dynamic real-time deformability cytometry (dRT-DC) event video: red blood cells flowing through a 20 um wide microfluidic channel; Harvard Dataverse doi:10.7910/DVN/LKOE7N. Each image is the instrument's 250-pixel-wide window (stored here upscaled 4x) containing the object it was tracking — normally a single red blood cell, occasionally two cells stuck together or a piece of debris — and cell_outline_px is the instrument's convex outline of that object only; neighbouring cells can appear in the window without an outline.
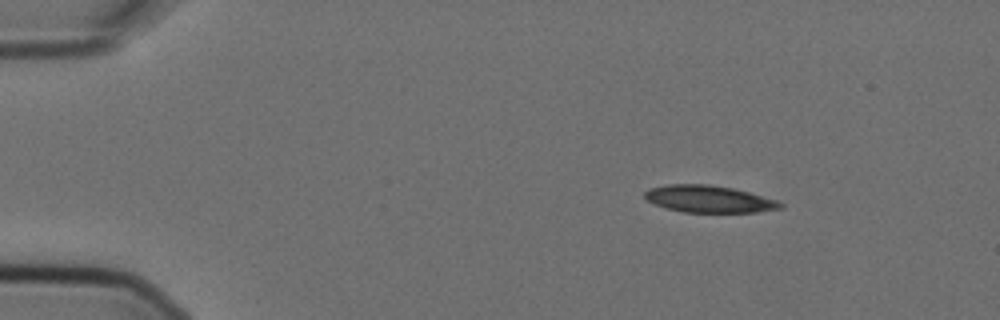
{"species": "Egyptian fruit bat (a non-hibernating species)", "species_latin": "Rousettus aegyptiacus", "temperature_condition": "cold", "stored_images_in_passage": 4, "camera_frame_rate_fps": 3000, "um_per_image_px": 0.085, "animal": {"sex": "female"}, "frame": {"image": 1, "passage_image": 2, "time_ms": 0.333, "image_size_px": [1000, 320], "cell_outline_px": [[784, 208], [756, 212], [684, 212], [668, 208], [656, 204], [648, 200], [644, 196], [644, 192], [648, 188], [668, 184], [708, 184], [732, 188], [748, 192], [776, 200], [784, 204]], "centroid_in_image_um": [60.26, 16.91], "position_along_channel_um": 24.7, "area_um2": 21.21}}